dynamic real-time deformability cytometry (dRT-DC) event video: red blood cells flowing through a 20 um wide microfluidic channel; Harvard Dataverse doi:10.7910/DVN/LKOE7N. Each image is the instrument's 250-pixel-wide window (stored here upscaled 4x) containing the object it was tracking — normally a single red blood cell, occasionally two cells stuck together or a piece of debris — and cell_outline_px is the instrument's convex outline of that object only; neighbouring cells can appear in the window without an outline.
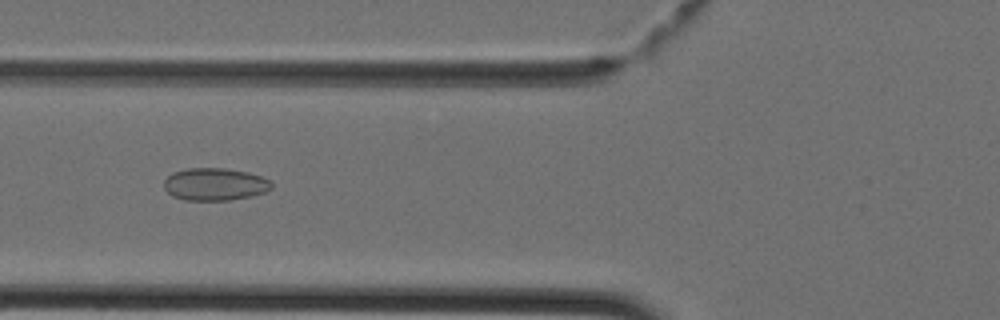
{"species": "Egyptian fruit bat (a non-hibernating species)", "species_latin": "Rousettus aegyptiacus", "temperature_condition": "cold", "stored_images_in_passage": 43, "camera_frame_rate_fps": 3000, "um_per_image_px": 0.085, "animal": {"sex": "female"}, "frame": {"image": 1, "passage_image": 16, "time_ms": 5.0, "image_size_px": [1000, 320], "cell_outline_px": [[272, 188], [264, 192], [252, 196], [228, 200], [184, 200], [172, 196], [164, 188], [164, 180], [172, 172], [188, 168], [224, 168], [248, 172], [260, 176], [268, 180], [272, 184]], "centroid_in_image_um": [18.24, 15.66], "position_along_channel_um": 107.6, "area_um2": 20.35}}
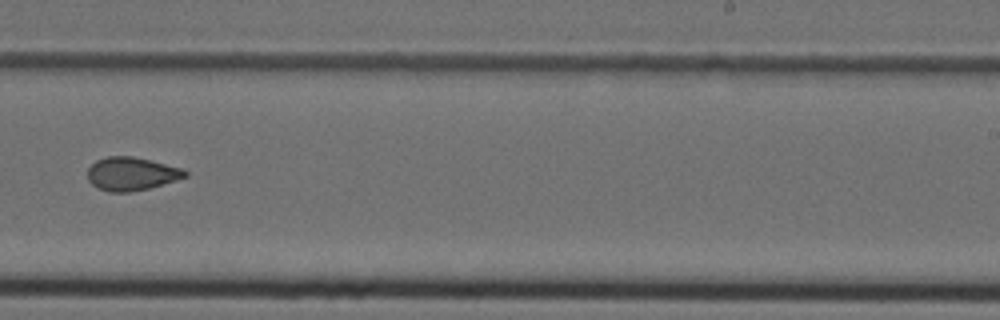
{"frame": {"image": 2, "passage_image": 27, "time_ms": 8.667, "image_size_px": [1000, 320], "cell_outline_px": [[188, 176], [176, 180], [148, 188], [128, 192], [108, 192], [92, 184], [88, 180], [88, 168], [96, 160], [108, 156], [132, 156], [184, 168], [188, 172]], "centroid_in_image_um": [11.19, 14.76], "position_along_channel_um": 277.8, "area_um2": 18.84}}
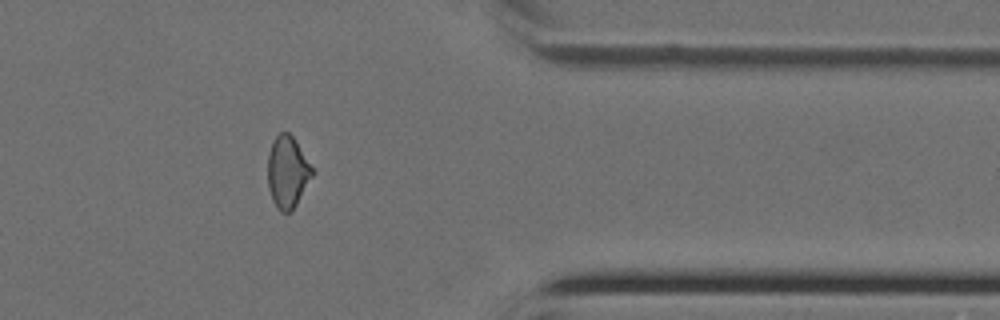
{"frame": {"image": 3, "passage_image": 35, "time_ms": 11.333, "image_size_px": [1000, 320], "cell_outline_px": [[312, 176], [292, 212], [280, 212], [276, 208], [272, 200], [268, 188], [268, 152], [272, 140], [280, 132], [288, 132], [292, 136], [312, 168]], "centroid_in_image_um": [24.39, 14.64], "position_along_channel_um": 387.0, "area_um2": 18.44}}